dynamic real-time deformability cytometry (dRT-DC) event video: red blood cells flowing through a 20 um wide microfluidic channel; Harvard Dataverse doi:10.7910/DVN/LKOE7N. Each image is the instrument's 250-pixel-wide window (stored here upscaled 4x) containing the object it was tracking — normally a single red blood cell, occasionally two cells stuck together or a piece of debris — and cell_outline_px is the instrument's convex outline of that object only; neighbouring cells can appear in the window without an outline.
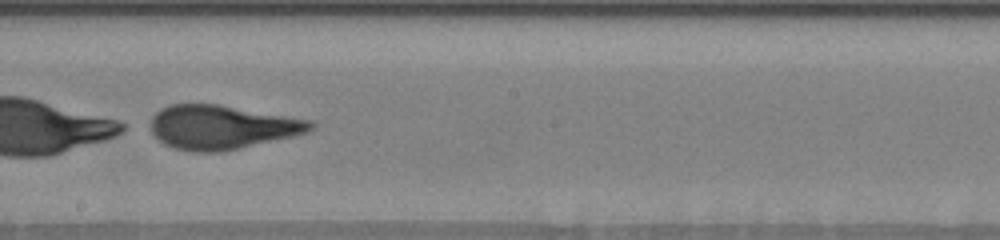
{"species": "human", "species_latin": "Homo sapiens", "temperature_condition": "warm", "stored_images_in_passage": 37, "camera_frame_rate_fps": 3000, "um_per_image_px": 0.085, "donor": {"sex": "male"}, "frame": {"image": 1, "passage_image": 18, "time_ms": 5.667, "image_size_px": [1000, 240], "cell_outline_px": [[316, 128], [308, 132], [296, 136], [220, 152], [196, 152], [176, 148], [164, 144], [152, 132], [152, 116], [160, 108], [172, 104], [216, 104], [312, 120], [316, 124]], "centroid_in_image_um": [18.91, 10.81], "position_along_channel_um": 229.3, "area_um2": 40.92}}
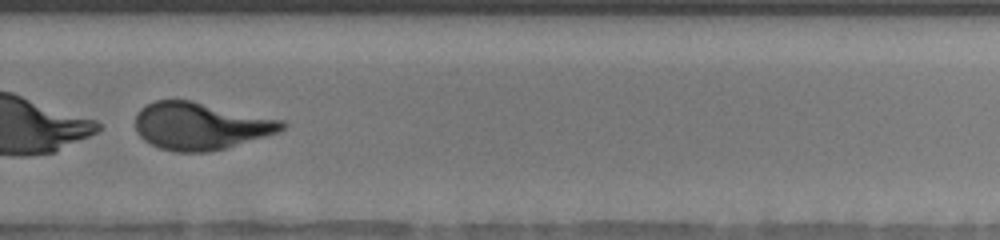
{"frame": {"image": 2, "passage_image": 25, "time_ms": 8.0, "image_size_px": [1000, 240], "cell_outline_px": [[288, 124], [284, 128], [276, 132], [264, 136], [224, 148], [208, 152], [176, 152], [160, 148], [144, 140], [136, 132], [136, 112], [140, 108], [156, 100], [192, 100], [284, 120]], "centroid_in_image_um": [17.02, 10.69], "position_along_channel_um": 312.8, "area_um2": 40.29}}